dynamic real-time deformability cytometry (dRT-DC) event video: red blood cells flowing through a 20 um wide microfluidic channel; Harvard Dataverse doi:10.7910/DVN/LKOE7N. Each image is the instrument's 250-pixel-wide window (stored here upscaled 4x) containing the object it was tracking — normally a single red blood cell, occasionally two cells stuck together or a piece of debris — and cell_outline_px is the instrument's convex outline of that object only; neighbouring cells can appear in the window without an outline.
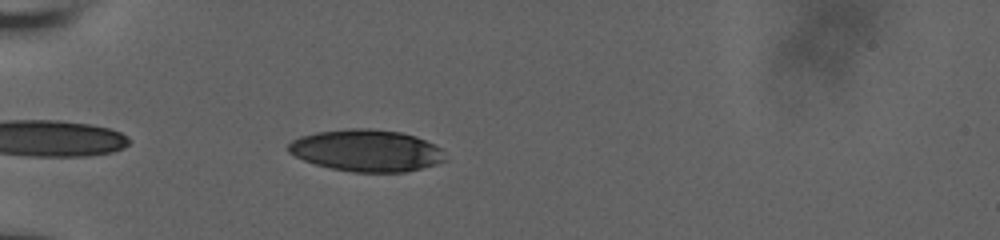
{"species": "human", "species_latin": "Homo sapiens", "temperature_condition": "room temperature", "stored_images_in_passage": 38, "camera_frame_rate_fps": 3000, "um_per_image_px": 0.085, "donor": {"sex": "male"}, "frame": {"image": 1, "passage_image": 3, "time_ms": 0.667, "image_size_px": [1000, 240], "cell_outline_px": [[448, 160], [436, 164], [404, 172], [352, 172], [332, 168], [316, 164], [304, 160], [288, 152], [288, 144], [292, 140], [300, 136], [316, 132], [352, 128], [372, 128], [400, 132], [416, 136], [440, 148]], "centroid_in_image_um": [31.15, 12.79], "position_along_channel_um": 53.9, "area_um2": 38.15}}
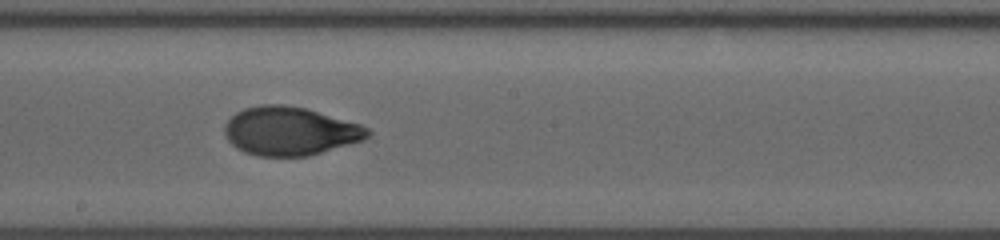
{"frame": {"image": 2, "passage_image": 18, "time_ms": 5.667, "image_size_px": [1000, 240], "cell_outline_px": [[372, 132], [364, 140], [308, 156], [256, 156], [244, 152], [236, 148], [224, 136], [224, 124], [236, 112], [244, 108], [260, 104], [284, 104], [308, 108], [360, 124], [368, 128]], "centroid_in_image_um": [24.63, 11.13], "position_along_channel_um": 223.6, "area_um2": 40.81}}
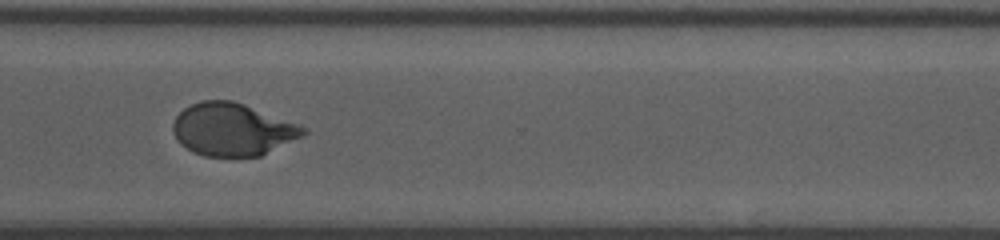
{"frame": {"image": 3, "passage_image": 28, "time_ms": 9.0, "image_size_px": [1000, 240], "cell_outline_px": [[308, 132], [304, 136], [260, 156], [204, 156], [192, 152], [180, 144], [176, 140], [172, 132], [172, 124], [176, 116], [184, 108], [200, 100], [232, 100], [244, 104], [300, 124], [308, 128]], "centroid_in_image_um": [19.76, 11.0], "position_along_channel_um": 350.8, "area_um2": 40.29}, "authors_computed_cell_mechanics": {"area_um2": 39.7664, "velocity_mm_per_s": 3.8286, "shape_relaxation_time_tau1_ms": 4.3877, "shape_relaxation_time_tau2_ms": 0.8926, "deformation_change_tau1": 0.194, "deformation_change_tau2": 0.0537}}